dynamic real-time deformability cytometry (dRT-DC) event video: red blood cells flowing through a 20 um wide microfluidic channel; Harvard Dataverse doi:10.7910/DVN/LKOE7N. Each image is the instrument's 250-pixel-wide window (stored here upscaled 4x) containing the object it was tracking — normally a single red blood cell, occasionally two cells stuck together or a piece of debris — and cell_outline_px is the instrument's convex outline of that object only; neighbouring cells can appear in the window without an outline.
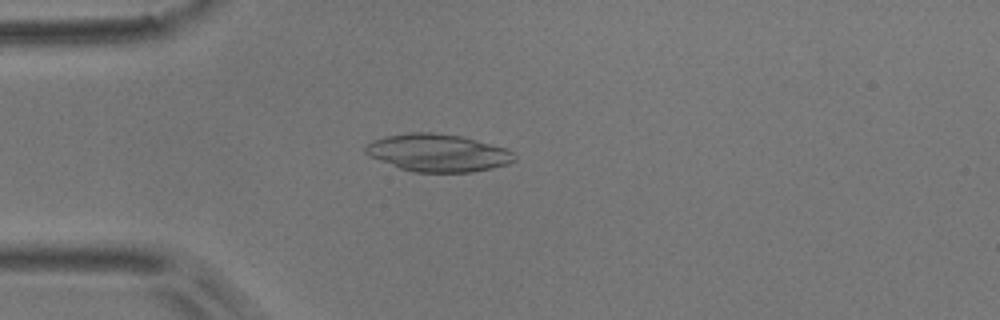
{"species": "common noctule bat (a hibernating species)", "species_latin": "Nyctalus noctula", "temperature_condition": "room temperature", "stored_images_in_passage": 1, "camera_frame_rate_fps": 3000, "um_per_image_px": 0.085, "animal": {"sex": "male", "body_mass_g": 17.9}, "frame": {"image": 1, "passage_image": 1, "time_ms": 0.0, "image_size_px": [1000, 320], "cell_outline_px": [[516, 160], [508, 164], [492, 168], [472, 172], [412, 172], [400, 168], [368, 156], [364, 152], [364, 148], [372, 140], [388, 136], [408, 132], [432, 132], [460, 136], [508, 148], [516, 152]], "centroid_in_image_um": [37.25, 12.99], "position_along_channel_um": 47.8, "area_um2": 32.77}}